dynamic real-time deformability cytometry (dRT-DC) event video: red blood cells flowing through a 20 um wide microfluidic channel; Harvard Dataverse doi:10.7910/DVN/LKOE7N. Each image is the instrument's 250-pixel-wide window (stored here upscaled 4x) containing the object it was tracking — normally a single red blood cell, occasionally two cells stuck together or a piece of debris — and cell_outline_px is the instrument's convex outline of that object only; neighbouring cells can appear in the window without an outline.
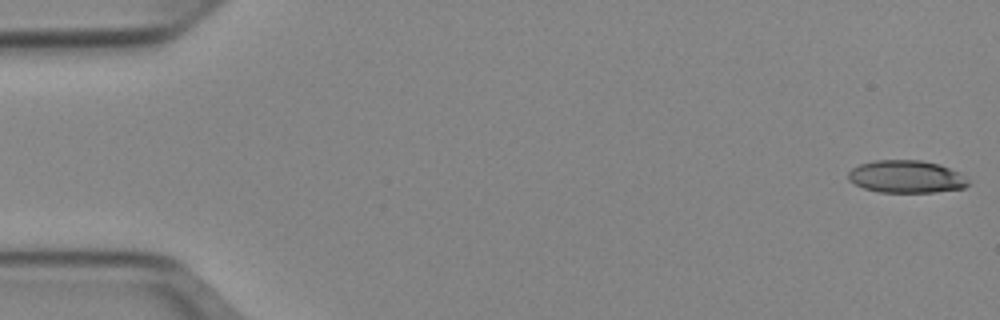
{"species": "Egyptian fruit bat (a non-hibernating species)", "species_latin": "Rousettus aegyptiacus", "temperature_condition": "cold", "stored_images_in_passage": 51, "camera_frame_rate_fps": 3000, "um_per_image_px": 0.085, "animal": {"sex": "female"}, "frame": {"image": 1, "passage_image": 1, "time_ms": 0.0, "image_size_px": [1000, 320], "cell_outline_px": [[968, 184], [964, 188], [936, 192], [876, 192], [864, 188], [848, 180], [848, 172], [852, 168], [860, 164], [876, 160], [920, 160], [940, 164], [960, 172], [968, 180]], "centroid_in_image_um": [77.04, 15.01], "position_along_channel_um": 8.0, "area_um2": 22.83}}
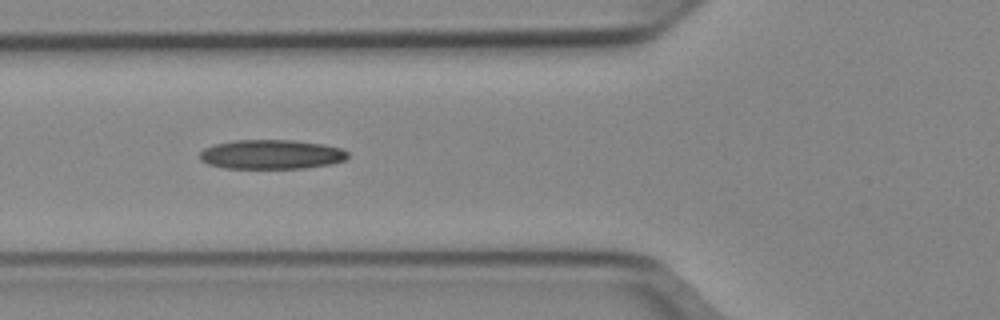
{"frame": {"image": 2, "passage_image": 19, "time_ms": 6.0, "image_size_px": [1000, 320], "cell_outline_px": [[348, 156], [344, 160], [332, 164], [304, 168], [224, 168], [208, 164], [200, 160], [200, 152], [204, 148], [216, 144], [232, 140], [292, 140], [320, 144], [340, 148], [348, 152]], "centroid_in_image_um": [23.04, 13.13], "position_along_channel_um": 102.8, "area_um2": 25.26}}
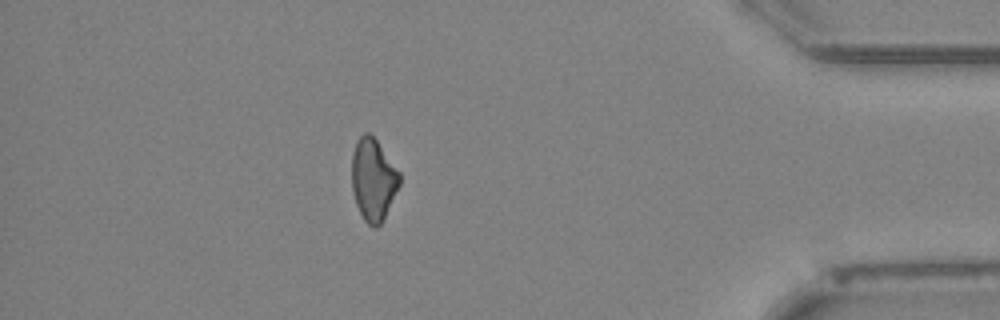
{"frame": {"image": 3, "passage_image": 45, "time_ms": 14.667, "image_size_px": [1000, 320], "cell_outline_px": [[400, 184], [380, 224], [376, 228], [372, 228], [364, 220], [356, 204], [352, 188], [352, 152], [356, 140], [364, 132], [368, 132], [376, 140], [400, 172]], "centroid_in_image_um": [31.71, 15.25], "position_along_channel_um": 403.5, "area_um2": 22.66}}